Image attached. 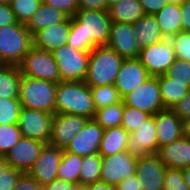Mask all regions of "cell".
Listing matches in <instances>:
<instances>
[{
    "label": "cell",
    "instance_id": "obj_1",
    "mask_svg": "<svg viewBox=\"0 0 190 190\" xmlns=\"http://www.w3.org/2000/svg\"><path fill=\"white\" fill-rule=\"evenodd\" d=\"M95 106L90 87L84 81H60L56 88V113L93 119Z\"/></svg>",
    "mask_w": 190,
    "mask_h": 190
},
{
    "label": "cell",
    "instance_id": "obj_2",
    "mask_svg": "<svg viewBox=\"0 0 190 190\" xmlns=\"http://www.w3.org/2000/svg\"><path fill=\"white\" fill-rule=\"evenodd\" d=\"M123 60L107 45L94 47L90 51L84 82L89 87L114 85Z\"/></svg>",
    "mask_w": 190,
    "mask_h": 190
},
{
    "label": "cell",
    "instance_id": "obj_3",
    "mask_svg": "<svg viewBox=\"0 0 190 190\" xmlns=\"http://www.w3.org/2000/svg\"><path fill=\"white\" fill-rule=\"evenodd\" d=\"M56 88L57 83L22 75L18 93L21 106L55 114Z\"/></svg>",
    "mask_w": 190,
    "mask_h": 190
},
{
    "label": "cell",
    "instance_id": "obj_4",
    "mask_svg": "<svg viewBox=\"0 0 190 190\" xmlns=\"http://www.w3.org/2000/svg\"><path fill=\"white\" fill-rule=\"evenodd\" d=\"M33 47V35L19 22L0 28V65H19Z\"/></svg>",
    "mask_w": 190,
    "mask_h": 190
},
{
    "label": "cell",
    "instance_id": "obj_5",
    "mask_svg": "<svg viewBox=\"0 0 190 190\" xmlns=\"http://www.w3.org/2000/svg\"><path fill=\"white\" fill-rule=\"evenodd\" d=\"M51 53L58 66L60 81H84L90 51L77 50L66 44Z\"/></svg>",
    "mask_w": 190,
    "mask_h": 190
},
{
    "label": "cell",
    "instance_id": "obj_6",
    "mask_svg": "<svg viewBox=\"0 0 190 190\" xmlns=\"http://www.w3.org/2000/svg\"><path fill=\"white\" fill-rule=\"evenodd\" d=\"M84 33V41L95 47L107 45L112 25L108 11L78 9L72 17Z\"/></svg>",
    "mask_w": 190,
    "mask_h": 190
},
{
    "label": "cell",
    "instance_id": "obj_7",
    "mask_svg": "<svg viewBox=\"0 0 190 190\" xmlns=\"http://www.w3.org/2000/svg\"><path fill=\"white\" fill-rule=\"evenodd\" d=\"M18 67L24 76L54 83L60 82L57 63L52 53L47 50L38 49L33 46L23 57Z\"/></svg>",
    "mask_w": 190,
    "mask_h": 190
},
{
    "label": "cell",
    "instance_id": "obj_8",
    "mask_svg": "<svg viewBox=\"0 0 190 190\" xmlns=\"http://www.w3.org/2000/svg\"><path fill=\"white\" fill-rule=\"evenodd\" d=\"M124 105L155 115L165 110L160 93L158 77L151 76L136 90L122 98Z\"/></svg>",
    "mask_w": 190,
    "mask_h": 190
},
{
    "label": "cell",
    "instance_id": "obj_9",
    "mask_svg": "<svg viewBox=\"0 0 190 190\" xmlns=\"http://www.w3.org/2000/svg\"><path fill=\"white\" fill-rule=\"evenodd\" d=\"M150 76H160L175 62L176 56L169 39L140 49L138 56Z\"/></svg>",
    "mask_w": 190,
    "mask_h": 190
},
{
    "label": "cell",
    "instance_id": "obj_10",
    "mask_svg": "<svg viewBox=\"0 0 190 190\" xmlns=\"http://www.w3.org/2000/svg\"><path fill=\"white\" fill-rule=\"evenodd\" d=\"M53 114L22 107L19 114L18 127L22 137L49 143Z\"/></svg>",
    "mask_w": 190,
    "mask_h": 190
},
{
    "label": "cell",
    "instance_id": "obj_11",
    "mask_svg": "<svg viewBox=\"0 0 190 190\" xmlns=\"http://www.w3.org/2000/svg\"><path fill=\"white\" fill-rule=\"evenodd\" d=\"M137 160L138 158L132 156L127 150L102 157L100 181L115 187L119 182L136 173Z\"/></svg>",
    "mask_w": 190,
    "mask_h": 190
},
{
    "label": "cell",
    "instance_id": "obj_12",
    "mask_svg": "<svg viewBox=\"0 0 190 190\" xmlns=\"http://www.w3.org/2000/svg\"><path fill=\"white\" fill-rule=\"evenodd\" d=\"M89 120L80 115L53 114L49 144L65 149Z\"/></svg>",
    "mask_w": 190,
    "mask_h": 190
},
{
    "label": "cell",
    "instance_id": "obj_13",
    "mask_svg": "<svg viewBox=\"0 0 190 190\" xmlns=\"http://www.w3.org/2000/svg\"><path fill=\"white\" fill-rule=\"evenodd\" d=\"M64 149L46 143L27 173L42 187L57 178V169L61 162Z\"/></svg>",
    "mask_w": 190,
    "mask_h": 190
},
{
    "label": "cell",
    "instance_id": "obj_14",
    "mask_svg": "<svg viewBox=\"0 0 190 190\" xmlns=\"http://www.w3.org/2000/svg\"><path fill=\"white\" fill-rule=\"evenodd\" d=\"M107 46L117 52L123 59L138 58L140 47L134 35V25L112 22Z\"/></svg>",
    "mask_w": 190,
    "mask_h": 190
},
{
    "label": "cell",
    "instance_id": "obj_15",
    "mask_svg": "<svg viewBox=\"0 0 190 190\" xmlns=\"http://www.w3.org/2000/svg\"><path fill=\"white\" fill-rule=\"evenodd\" d=\"M127 151L136 158L157 153L158 140L155 115H152L139 129L130 133Z\"/></svg>",
    "mask_w": 190,
    "mask_h": 190
},
{
    "label": "cell",
    "instance_id": "obj_16",
    "mask_svg": "<svg viewBox=\"0 0 190 190\" xmlns=\"http://www.w3.org/2000/svg\"><path fill=\"white\" fill-rule=\"evenodd\" d=\"M45 144L43 141L22 137L4 156L8 167L27 172L40 156Z\"/></svg>",
    "mask_w": 190,
    "mask_h": 190
},
{
    "label": "cell",
    "instance_id": "obj_17",
    "mask_svg": "<svg viewBox=\"0 0 190 190\" xmlns=\"http://www.w3.org/2000/svg\"><path fill=\"white\" fill-rule=\"evenodd\" d=\"M166 166L155 154L137 160L136 176L142 190H163Z\"/></svg>",
    "mask_w": 190,
    "mask_h": 190
},
{
    "label": "cell",
    "instance_id": "obj_18",
    "mask_svg": "<svg viewBox=\"0 0 190 190\" xmlns=\"http://www.w3.org/2000/svg\"><path fill=\"white\" fill-rule=\"evenodd\" d=\"M147 69L141 64L138 58L124 59L114 86L121 98L136 90L142 83L150 78Z\"/></svg>",
    "mask_w": 190,
    "mask_h": 190
},
{
    "label": "cell",
    "instance_id": "obj_19",
    "mask_svg": "<svg viewBox=\"0 0 190 190\" xmlns=\"http://www.w3.org/2000/svg\"><path fill=\"white\" fill-rule=\"evenodd\" d=\"M103 132L104 129L90 119L64 150L82 157L99 153Z\"/></svg>",
    "mask_w": 190,
    "mask_h": 190
},
{
    "label": "cell",
    "instance_id": "obj_20",
    "mask_svg": "<svg viewBox=\"0 0 190 190\" xmlns=\"http://www.w3.org/2000/svg\"><path fill=\"white\" fill-rule=\"evenodd\" d=\"M158 148L170 144L184 136L183 120L171 109H165L155 114Z\"/></svg>",
    "mask_w": 190,
    "mask_h": 190
},
{
    "label": "cell",
    "instance_id": "obj_21",
    "mask_svg": "<svg viewBox=\"0 0 190 190\" xmlns=\"http://www.w3.org/2000/svg\"><path fill=\"white\" fill-rule=\"evenodd\" d=\"M70 29V17L59 24L43 28L33 35V46L38 49L52 52L67 44Z\"/></svg>",
    "mask_w": 190,
    "mask_h": 190
},
{
    "label": "cell",
    "instance_id": "obj_22",
    "mask_svg": "<svg viewBox=\"0 0 190 190\" xmlns=\"http://www.w3.org/2000/svg\"><path fill=\"white\" fill-rule=\"evenodd\" d=\"M168 168L183 169L190 166V138L182 137L158 148L156 153Z\"/></svg>",
    "mask_w": 190,
    "mask_h": 190
},
{
    "label": "cell",
    "instance_id": "obj_23",
    "mask_svg": "<svg viewBox=\"0 0 190 190\" xmlns=\"http://www.w3.org/2000/svg\"><path fill=\"white\" fill-rule=\"evenodd\" d=\"M134 25V35L141 48L162 42L166 38L162 34L154 15L144 14Z\"/></svg>",
    "mask_w": 190,
    "mask_h": 190
},
{
    "label": "cell",
    "instance_id": "obj_24",
    "mask_svg": "<svg viewBox=\"0 0 190 190\" xmlns=\"http://www.w3.org/2000/svg\"><path fill=\"white\" fill-rule=\"evenodd\" d=\"M160 30L166 39L182 31L181 5L167 3L154 14Z\"/></svg>",
    "mask_w": 190,
    "mask_h": 190
},
{
    "label": "cell",
    "instance_id": "obj_25",
    "mask_svg": "<svg viewBox=\"0 0 190 190\" xmlns=\"http://www.w3.org/2000/svg\"><path fill=\"white\" fill-rule=\"evenodd\" d=\"M130 133L122 126L104 129L99 154L107 157L127 150Z\"/></svg>",
    "mask_w": 190,
    "mask_h": 190
},
{
    "label": "cell",
    "instance_id": "obj_26",
    "mask_svg": "<svg viewBox=\"0 0 190 190\" xmlns=\"http://www.w3.org/2000/svg\"><path fill=\"white\" fill-rule=\"evenodd\" d=\"M68 16L56 8L50 7L42 2L39 9L33 14L26 28L34 35L37 31L47 28L51 25L59 24L65 21Z\"/></svg>",
    "mask_w": 190,
    "mask_h": 190
},
{
    "label": "cell",
    "instance_id": "obj_27",
    "mask_svg": "<svg viewBox=\"0 0 190 190\" xmlns=\"http://www.w3.org/2000/svg\"><path fill=\"white\" fill-rule=\"evenodd\" d=\"M112 22L136 23L143 15L139 0H121L108 8Z\"/></svg>",
    "mask_w": 190,
    "mask_h": 190
},
{
    "label": "cell",
    "instance_id": "obj_28",
    "mask_svg": "<svg viewBox=\"0 0 190 190\" xmlns=\"http://www.w3.org/2000/svg\"><path fill=\"white\" fill-rule=\"evenodd\" d=\"M21 76L17 65H0V98H18Z\"/></svg>",
    "mask_w": 190,
    "mask_h": 190
},
{
    "label": "cell",
    "instance_id": "obj_29",
    "mask_svg": "<svg viewBox=\"0 0 190 190\" xmlns=\"http://www.w3.org/2000/svg\"><path fill=\"white\" fill-rule=\"evenodd\" d=\"M158 77L160 93L162 96V102L166 109H171L177 104L187 93L190 88L184 83L174 82L169 77L165 75H160Z\"/></svg>",
    "mask_w": 190,
    "mask_h": 190
},
{
    "label": "cell",
    "instance_id": "obj_30",
    "mask_svg": "<svg viewBox=\"0 0 190 190\" xmlns=\"http://www.w3.org/2000/svg\"><path fill=\"white\" fill-rule=\"evenodd\" d=\"M81 165L82 156L64 150L57 169V178L79 186Z\"/></svg>",
    "mask_w": 190,
    "mask_h": 190
},
{
    "label": "cell",
    "instance_id": "obj_31",
    "mask_svg": "<svg viewBox=\"0 0 190 190\" xmlns=\"http://www.w3.org/2000/svg\"><path fill=\"white\" fill-rule=\"evenodd\" d=\"M102 156L99 153L82 157L79 186L99 182L101 178Z\"/></svg>",
    "mask_w": 190,
    "mask_h": 190
},
{
    "label": "cell",
    "instance_id": "obj_32",
    "mask_svg": "<svg viewBox=\"0 0 190 190\" xmlns=\"http://www.w3.org/2000/svg\"><path fill=\"white\" fill-rule=\"evenodd\" d=\"M124 103L123 101L114 105L107 106L95 111L94 120L103 128H114L121 126L123 116Z\"/></svg>",
    "mask_w": 190,
    "mask_h": 190
},
{
    "label": "cell",
    "instance_id": "obj_33",
    "mask_svg": "<svg viewBox=\"0 0 190 190\" xmlns=\"http://www.w3.org/2000/svg\"><path fill=\"white\" fill-rule=\"evenodd\" d=\"M90 90L96 110H100L122 101V98L114 85L90 87Z\"/></svg>",
    "mask_w": 190,
    "mask_h": 190
},
{
    "label": "cell",
    "instance_id": "obj_34",
    "mask_svg": "<svg viewBox=\"0 0 190 190\" xmlns=\"http://www.w3.org/2000/svg\"><path fill=\"white\" fill-rule=\"evenodd\" d=\"M21 108L19 98H0V125H18Z\"/></svg>",
    "mask_w": 190,
    "mask_h": 190
},
{
    "label": "cell",
    "instance_id": "obj_35",
    "mask_svg": "<svg viewBox=\"0 0 190 190\" xmlns=\"http://www.w3.org/2000/svg\"><path fill=\"white\" fill-rule=\"evenodd\" d=\"M41 4L42 0H13L10 6L17 21L26 25Z\"/></svg>",
    "mask_w": 190,
    "mask_h": 190
},
{
    "label": "cell",
    "instance_id": "obj_36",
    "mask_svg": "<svg viewBox=\"0 0 190 190\" xmlns=\"http://www.w3.org/2000/svg\"><path fill=\"white\" fill-rule=\"evenodd\" d=\"M151 116L152 115L147 112L124 105L121 126L129 133H132L133 131L139 129L140 126Z\"/></svg>",
    "mask_w": 190,
    "mask_h": 190
},
{
    "label": "cell",
    "instance_id": "obj_37",
    "mask_svg": "<svg viewBox=\"0 0 190 190\" xmlns=\"http://www.w3.org/2000/svg\"><path fill=\"white\" fill-rule=\"evenodd\" d=\"M21 138L18 125H0V155L5 156Z\"/></svg>",
    "mask_w": 190,
    "mask_h": 190
},
{
    "label": "cell",
    "instance_id": "obj_38",
    "mask_svg": "<svg viewBox=\"0 0 190 190\" xmlns=\"http://www.w3.org/2000/svg\"><path fill=\"white\" fill-rule=\"evenodd\" d=\"M176 59L190 62V32L181 31L169 38Z\"/></svg>",
    "mask_w": 190,
    "mask_h": 190
},
{
    "label": "cell",
    "instance_id": "obj_39",
    "mask_svg": "<svg viewBox=\"0 0 190 190\" xmlns=\"http://www.w3.org/2000/svg\"><path fill=\"white\" fill-rule=\"evenodd\" d=\"M164 75L190 88V62L176 59Z\"/></svg>",
    "mask_w": 190,
    "mask_h": 190
},
{
    "label": "cell",
    "instance_id": "obj_40",
    "mask_svg": "<svg viewBox=\"0 0 190 190\" xmlns=\"http://www.w3.org/2000/svg\"><path fill=\"white\" fill-rule=\"evenodd\" d=\"M67 44L77 50L91 51L95 46L90 41H84V33L81 26L71 18V29Z\"/></svg>",
    "mask_w": 190,
    "mask_h": 190
},
{
    "label": "cell",
    "instance_id": "obj_41",
    "mask_svg": "<svg viewBox=\"0 0 190 190\" xmlns=\"http://www.w3.org/2000/svg\"><path fill=\"white\" fill-rule=\"evenodd\" d=\"M163 190H190L183 180L182 169L166 168Z\"/></svg>",
    "mask_w": 190,
    "mask_h": 190
},
{
    "label": "cell",
    "instance_id": "obj_42",
    "mask_svg": "<svg viewBox=\"0 0 190 190\" xmlns=\"http://www.w3.org/2000/svg\"><path fill=\"white\" fill-rule=\"evenodd\" d=\"M42 2L62 11L70 18H72L79 9L78 0H42Z\"/></svg>",
    "mask_w": 190,
    "mask_h": 190
},
{
    "label": "cell",
    "instance_id": "obj_43",
    "mask_svg": "<svg viewBox=\"0 0 190 190\" xmlns=\"http://www.w3.org/2000/svg\"><path fill=\"white\" fill-rule=\"evenodd\" d=\"M24 172L12 167H7L0 176V190H14L20 176Z\"/></svg>",
    "mask_w": 190,
    "mask_h": 190
},
{
    "label": "cell",
    "instance_id": "obj_44",
    "mask_svg": "<svg viewBox=\"0 0 190 190\" xmlns=\"http://www.w3.org/2000/svg\"><path fill=\"white\" fill-rule=\"evenodd\" d=\"M171 110L183 121L190 118V90Z\"/></svg>",
    "mask_w": 190,
    "mask_h": 190
},
{
    "label": "cell",
    "instance_id": "obj_45",
    "mask_svg": "<svg viewBox=\"0 0 190 190\" xmlns=\"http://www.w3.org/2000/svg\"><path fill=\"white\" fill-rule=\"evenodd\" d=\"M14 190H43V187L27 172H24L20 176Z\"/></svg>",
    "mask_w": 190,
    "mask_h": 190
},
{
    "label": "cell",
    "instance_id": "obj_46",
    "mask_svg": "<svg viewBox=\"0 0 190 190\" xmlns=\"http://www.w3.org/2000/svg\"><path fill=\"white\" fill-rule=\"evenodd\" d=\"M15 14L13 13L11 6L8 4L0 3V28L17 23Z\"/></svg>",
    "mask_w": 190,
    "mask_h": 190
},
{
    "label": "cell",
    "instance_id": "obj_47",
    "mask_svg": "<svg viewBox=\"0 0 190 190\" xmlns=\"http://www.w3.org/2000/svg\"><path fill=\"white\" fill-rule=\"evenodd\" d=\"M144 14L154 15L160 11L166 4L167 0H139Z\"/></svg>",
    "mask_w": 190,
    "mask_h": 190
},
{
    "label": "cell",
    "instance_id": "obj_48",
    "mask_svg": "<svg viewBox=\"0 0 190 190\" xmlns=\"http://www.w3.org/2000/svg\"><path fill=\"white\" fill-rule=\"evenodd\" d=\"M79 9L108 11L105 0H78Z\"/></svg>",
    "mask_w": 190,
    "mask_h": 190
},
{
    "label": "cell",
    "instance_id": "obj_49",
    "mask_svg": "<svg viewBox=\"0 0 190 190\" xmlns=\"http://www.w3.org/2000/svg\"><path fill=\"white\" fill-rule=\"evenodd\" d=\"M115 190H142L136 174L125 178L115 186Z\"/></svg>",
    "mask_w": 190,
    "mask_h": 190
},
{
    "label": "cell",
    "instance_id": "obj_50",
    "mask_svg": "<svg viewBox=\"0 0 190 190\" xmlns=\"http://www.w3.org/2000/svg\"><path fill=\"white\" fill-rule=\"evenodd\" d=\"M78 185L56 178L43 187V190H75Z\"/></svg>",
    "mask_w": 190,
    "mask_h": 190
},
{
    "label": "cell",
    "instance_id": "obj_51",
    "mask_svg": "<svg viewBox=\"0 0 190 190\" xmlns=\"http://www.w3.org/2000/svg\"><path fill=\"white\" fill-rule=\"evenodd\" d=\"M181 15L182 31L190 32V0L181 4Z\"/></svg>",
    "mask_w": 190,
    "mask_h": 190
},
{
    "label": "cell",
    "instance_id": "obj_52",
    "mask_svg": "<svg viewBox=\"0 0 190 190\" xmlns=\"http://www.w3.org/2000/svg\"><path fill=\"white\" fill-rule=\"evenodd\" d=\"M86 190H115V187L112 185H109L105 182H95L93 184H88L83 186Z\"/></svg>",
    "mask_w": 190,
    "mask_h": 190
},
{
    "label": "cell",
    "instance_id": "obj_53",
    "mask_svg": "<svg viewBox=\"0 0 190 190\" xmlns=\"http://www.w3.org/2000/svg\"><path fill=\"white\" fill-rule=\"evenodd\" d=\"M183 180L190 189V166L182 169Z\"/></svg>",
    "mask_w": 190,
    "mask_h": 190
},
{
    "label": "cell",
    "instance_id": "obj_54",
    "mask_svg": "<svg viewBox=\"0 0 190 190\" xmlns=\"http://www.w3.org/2000/svg\"><path fill=\"white\" fill-rule=\"evenodd\" d=\"M184 137L190 138V118L183 121Z\"/></svg>",
    "mask_w": 190,
    "mask_h": 190
},
{
    "label": "cell",
    "instance_id": "obj_55",
    "mask_svg": "<svg viewBox=\"0 0 190 190\" xmlns=\"http://www.w3.org/2000/svg\"><path fill=\"white\" fill-rule=\"evenodd\" d=\"M8 167L7 162L5 161L4 156L0 155V176L5 171V169Z\"/></svg>",
    "mask_w": 190,
    "mask_h": 190
},
{
    "label": "cell",
    "instance_id": "obj_56",
    "mask_svg": "<svg viewBox=\"0 0 190 190\" xmlns=\"http://www.w3.org/2000/svg\"><path fill=\"white\" fill-rule=\"evenodd\" d=\"M121 0H105L107 8L111 7L112 5L120 2Z\"/></svg>",
    "mask_w": 190,
    "mask_h": 190
},
{
    "label": "cell",
    "instance_id": "obj_57",
    "mask_svg": "<svg viewBox=\"0 0 190 190\" xmlns=\"http://www.w3.org/2000/svg\"><path fill=\"white\" fill-rule=\"evenodd\" d=\"M186 0H167V3H172V4H177L181 5L185 2Z\"/></svg>",
    "mask_w": 190,
    "mask_h": 190
},
{
    "label": "cell",
    "instance_id": "obj_58",
    "mask_svg": "<svg viewBox=\"0 0 190 190\" xmlns=\"http://www.w3.org/2000/svg\"><path fill=\"white\" fill-rule=\"evenodd\" d=\"M12 1L13 0H0V3L10 5Z\"/></svg>",
    "mask_w": 190,
    "mask_h": 190
},
{
    "label": "cell",
    "instance_id": "obj_59",
    "mask_svg": "<svg viewBox=\"0 0 190 190\" xmlns=\"http://www.w3.org/2000/svg\"><path fill=\"white\" fill-rule=\"evenodd\" d=\"M75 190H86L83 186H78Z\"/></svg>",
    "mask_w": 190,
    "mask_h": 190
}]
</instances>
